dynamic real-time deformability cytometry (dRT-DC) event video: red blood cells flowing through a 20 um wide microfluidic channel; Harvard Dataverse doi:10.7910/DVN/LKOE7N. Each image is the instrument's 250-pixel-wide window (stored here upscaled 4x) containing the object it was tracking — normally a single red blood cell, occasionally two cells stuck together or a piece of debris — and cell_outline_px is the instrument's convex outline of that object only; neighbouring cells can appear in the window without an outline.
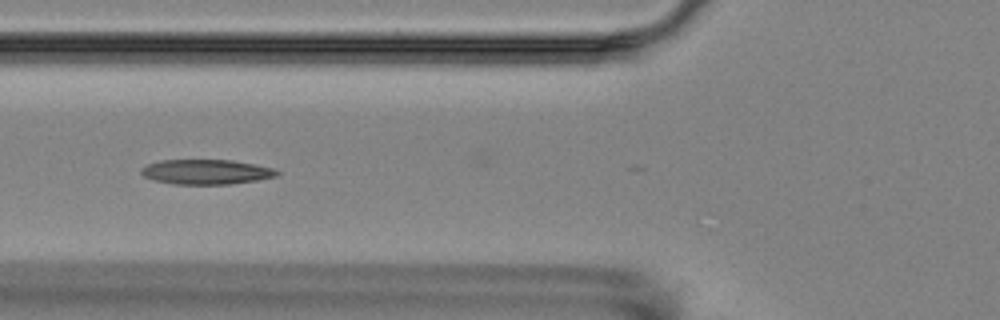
{"species": "Egyptian fruit bat (a non-hibernating species)", "species_latin": "Rousettus aegyptiacus", "temperature_condition": "room temperature", "stored_images_in_passage": 8, "camera_frame_rate_fps": 3000, "um_per_image_px": 0.085, "animal": {"sex": "female"}, "frame": {"image": 1, "passage_image": 6, "time_ms": 6.0, "image_size_px": [1000, 320], "cell_outline_px": [[280, 176], [256, 180], [228, 184], [172, 184], [156, 180], [144, 176], [140, 172], [140, 168], [148, 164], [160, 160], [232, 160], [272, 168], [280, 172]], "centroid_in_image_um": [17.52, 14.61], "position_along_channel_um": 108.3, "area_um2": 19.54}}